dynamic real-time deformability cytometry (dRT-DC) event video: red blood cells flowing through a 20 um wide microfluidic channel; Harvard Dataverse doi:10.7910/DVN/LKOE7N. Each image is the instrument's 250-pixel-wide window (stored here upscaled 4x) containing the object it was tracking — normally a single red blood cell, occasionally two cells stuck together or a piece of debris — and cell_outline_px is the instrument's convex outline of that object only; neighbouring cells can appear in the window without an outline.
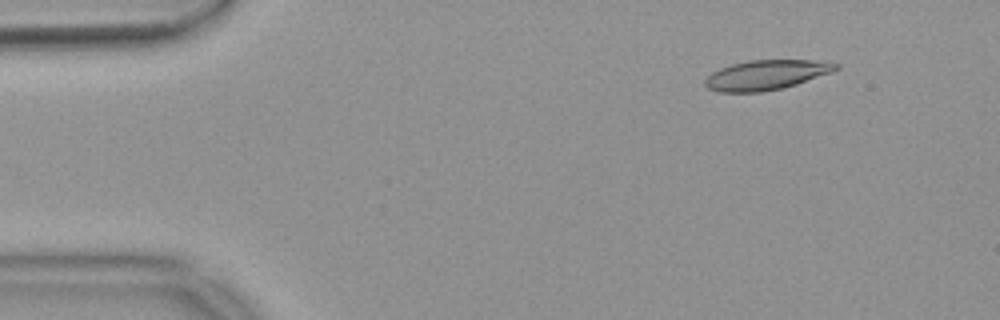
{"species": "common noctule bat (a hibernating species)", "species_latin": "Nyctalus noctula", "temperature_condition": "warm", "stored_images_in_passage": 16, "camera_frame_rate_fps": 3000, "um_per_image_px": 0.085, "animal": {"sex": "female", "body_mass_g": 18.4}, "frame": {"image": 1, "passage_image": 6, "time_ms": 1.667, "image_size_px": [1000, 320], "cell_outline_px": [[840, 68], [832, 72], [784, 88], [760, 92], [716, 92], [708, 88], [704, 84], [704, 80], [712, 72], [720, 68], [732, 64], [748, 60], [812, 60], [840, 64]], "centroid_in_image_um": [65.11, 6.37], "position_along_channel_um": 19.9, "area_um2": 22.72}}